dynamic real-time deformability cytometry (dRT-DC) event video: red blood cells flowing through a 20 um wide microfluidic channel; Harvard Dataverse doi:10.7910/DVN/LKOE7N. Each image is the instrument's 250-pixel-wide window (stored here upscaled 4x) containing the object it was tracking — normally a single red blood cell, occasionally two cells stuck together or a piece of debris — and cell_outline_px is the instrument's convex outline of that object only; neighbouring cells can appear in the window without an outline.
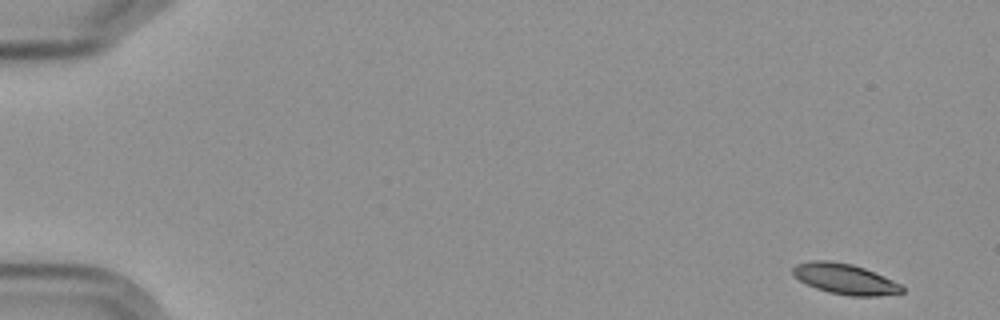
{"species": "Egyptian fruit bat (a non-hibernating species)", "species_latin": "Rousettus aegyptiacus", "temperature_condition": "cold", "stored_images_in_passage": 9, "camera_frame_rate_fps": 3000, "um_per_image_px": 0.085, "frame": {"image": 1, "passage_image": 1, "time_ms": 0.0, "image_size_px": [1000, 320], "cell_outline_px": [[904, 292], [880, 296], [848, 296], [828, 292], [816, 288], [800, 280], [792, 272], [792, 268], [796, 264], [812, 260], [828, 260], [852, 264], [864, 268], [884, 276], [900, 284], [904, 288]], "centroid_in_image_um": [71.83, 23.71], "position_along_channel_um": 13.2, "area_um2": 19.36}}
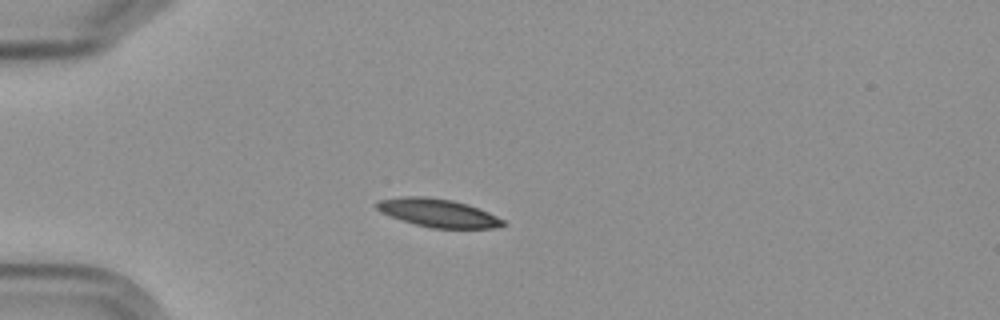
{"frame": {"image": 2, "passage_image": 4, "time_ms": 4.333, "image_size_px": [1000, 320], "cell_outline_px": [[504, 224], [496, 228], [432, 228], [416, 224], [380, 212], [376, 208], [376, 200], [404, 196], [428, 196], [452, 200], [468, 204], [488, 212], [504, 220]], "centroid_in_image_um": [37.22, 18.08], "position_along_channel_um": 47.8, "area_um2": 20.63}}
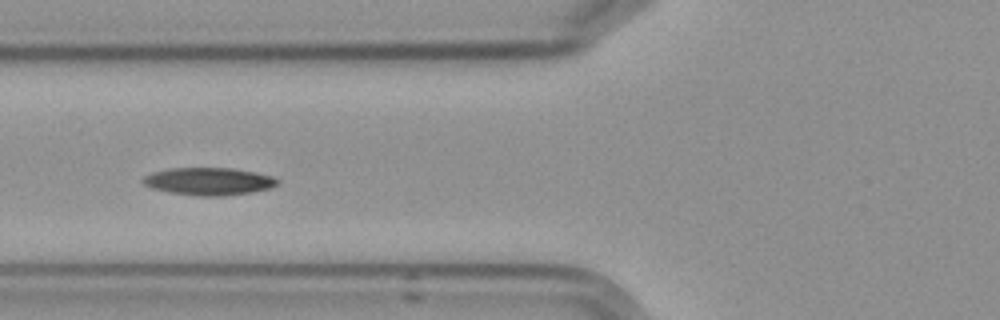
{"frame": {"image": 3, "passage_image": 6, "time_ms": 6.667, "image_size_px": [1000, 320], "cell_outline_px": [[280, 180], [272, 188], [252, 192], [224, 196], [196, 196], [168, 192], [152, 188], [144, 184], [140, 180], [144, 176], [152, 172], [168, 168], [232, 168], [256, 172], [272, 176]], "centroid_in_image_um": [17.74, 15.41], "position_along_channel_um": 108.1, "area_um2": 21.79}}